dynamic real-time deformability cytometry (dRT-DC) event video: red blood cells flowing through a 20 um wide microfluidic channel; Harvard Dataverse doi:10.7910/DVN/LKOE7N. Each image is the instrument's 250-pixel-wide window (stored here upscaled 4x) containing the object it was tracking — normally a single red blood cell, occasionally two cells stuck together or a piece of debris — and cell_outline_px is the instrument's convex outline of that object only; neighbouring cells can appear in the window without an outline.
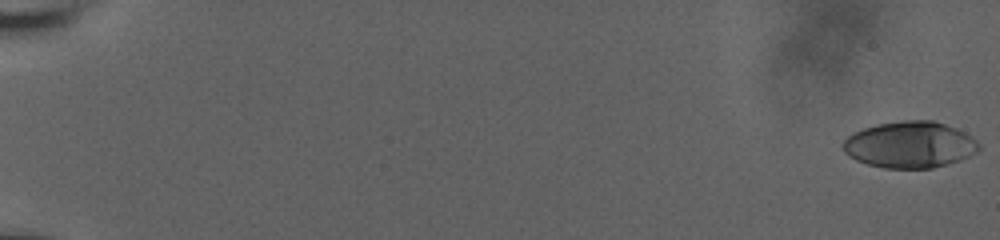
{"species": "human", "species_latin": "Homo sapiens", "temperature_condition": "room temperature", "stored_images_in_passage": 48, "camera_frame_rate_fps": 3000, "um_per_image_px": 0.085, "donor": {"sex": "male"}, "frame": {"image": 1, "passage_image": 1, "time_ms": 0.0, "image_size_px": [1000, 240], "cell_outline_px": [[980, 148], [976, 152], [960, 160], [932, 168], [884, 168], [868, 164], [856, 160], [848, 156], [844, 152], [840, 144], [848, 136], [864, 128], [876, 124], [904, 120], [932, 120], [956, 128], [972, 136], [980, 144]], "centroid_in_image_um": [77.32, 12.3], "position_along_channel_um": 7.7, "area_um2": 36.82}}
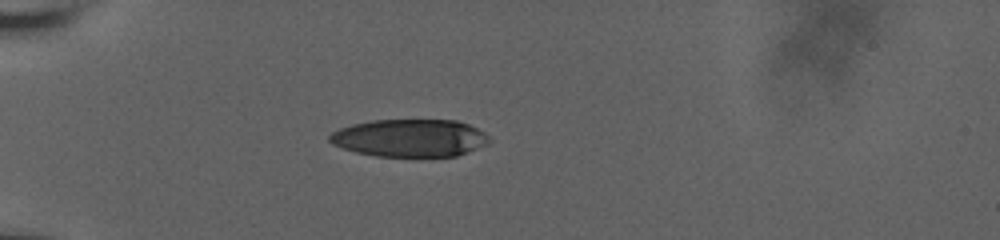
{"frame": {"image": 2, "passage_image": 35, "time_ms": 6.333, "image_size_px": [1000, 240], "cell_outline_px": [[492, 140], [488, 144], [468, 152], [456, 156], [376, 156], [356, 152], [332, 144], [328, 140], [328, 136], [332, 132], [340, 128], [352, 124], [372, 120], [456, 120], [468, 124], [484, 132]], "centroid_in_image_um": [34.84, 11.72], "position_along_channel_um": 50.2, "area_um2": 35.03}}
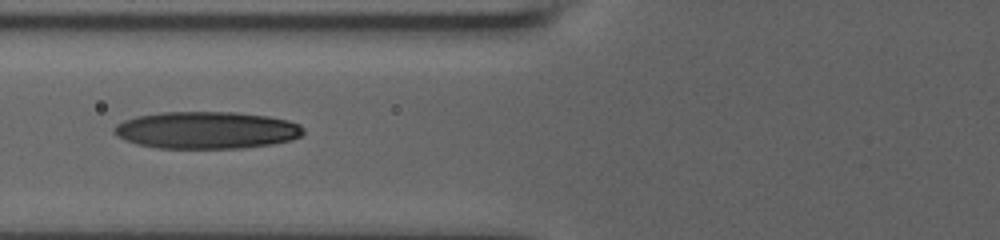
{"frame": {"image": 3, "passage_image": 47, "time_ms": 8.667, "image_size_px": [1000, 240], "cell_outline_px": [[304, 132], [300, 136], [292, 140], [272, 144], [240, 148], [160, 148], [136, 144], [116, 136], [112, 132], [112, 128], [116, 124], [124, 120], [136, 116], [164, 112], [236, 112], [268, 116], [288, 120], [300, 124], [304, 128]], "centroid_in_image_um": [17.55, 11.06], "position_along_channel_um": 108.3, "area_um2": 41.21}}